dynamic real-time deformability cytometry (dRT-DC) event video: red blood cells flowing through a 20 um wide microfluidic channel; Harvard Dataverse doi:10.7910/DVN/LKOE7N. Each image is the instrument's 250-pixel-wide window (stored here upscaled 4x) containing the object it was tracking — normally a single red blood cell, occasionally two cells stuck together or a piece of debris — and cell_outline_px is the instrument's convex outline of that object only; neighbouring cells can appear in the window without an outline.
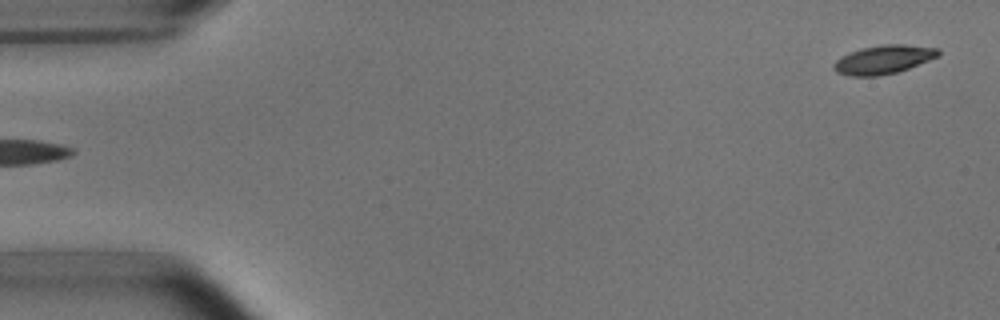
{"species": "common noctule bat (a hibernating species)", "species_latin": "Nyctalus noctula", "temperature_condition": "room temperature", "stored_images_in_passage": 5, "segment_of_instrument_passage": [2, 2], "camera_frame_rate_fps": 3000, "um_per_image_px": 0.085, "animal": {"sex": "male", "body_mass_g": 15.6}, "frame": {"image": 1, "passage_image": 5, "time_ms": 5.667, "image_size_px": [1000, 320], "cell_outline_px": [[940, 56], [908, 68], [896, 72], [876, 76], [852, 76], [836, 72], [832, 68], [836, 60], [840, 56], [848, 52], [860, 48], [884, 44], [904, 44], [940, 48]], "centroid_in_image_um": [75.09, 5.04], "position_along_channel_um": 9.9, "area_um2": 17.57}}